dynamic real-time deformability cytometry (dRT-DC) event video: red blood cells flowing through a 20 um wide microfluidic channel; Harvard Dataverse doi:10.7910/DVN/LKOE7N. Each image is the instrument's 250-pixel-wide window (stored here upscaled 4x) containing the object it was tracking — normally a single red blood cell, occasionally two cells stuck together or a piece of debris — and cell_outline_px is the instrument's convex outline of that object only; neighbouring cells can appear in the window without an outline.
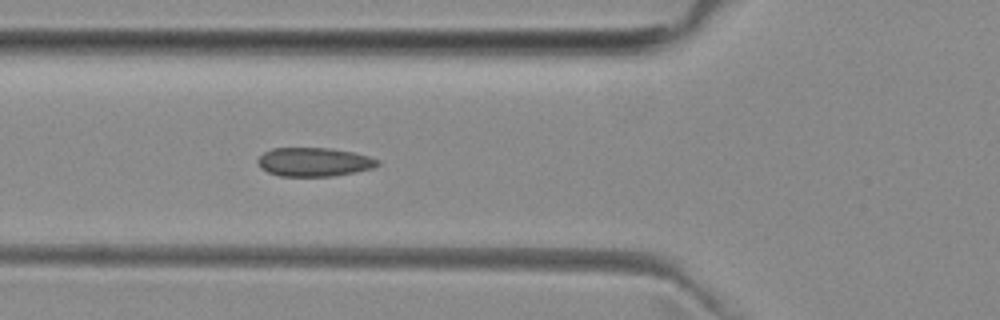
{"species": "common noctule bat (a hibernating species)", "species_latin": "Nyctalus noctula", "temperature_condition": "room temperature", "stored_images_in_passage": 3, "camera_frame_rate_fps": 3000, "um_per_image_px": 0.085, "animal": {"sex": "female", "body_mass_g": 29.2, "forearm_length_mm": 56.3}, "frame": {"image": 1, "passage_image": 3, "time_ms": 2.333, "image_size_px": [1000, 320], "cell_outline_px": [[380, 164], [372, 168], [356, 172], [332, 176], [280, 176], [268, 172], [260, 168], [256, 160], [264, 152], [272, 148], [332, 148], [352, 152], [368, 156], [380, 160]], "centroid_in_image_um": [26.68, 13.77], "position_along_channel_um": 99.1, "area_um2": 20.17}}